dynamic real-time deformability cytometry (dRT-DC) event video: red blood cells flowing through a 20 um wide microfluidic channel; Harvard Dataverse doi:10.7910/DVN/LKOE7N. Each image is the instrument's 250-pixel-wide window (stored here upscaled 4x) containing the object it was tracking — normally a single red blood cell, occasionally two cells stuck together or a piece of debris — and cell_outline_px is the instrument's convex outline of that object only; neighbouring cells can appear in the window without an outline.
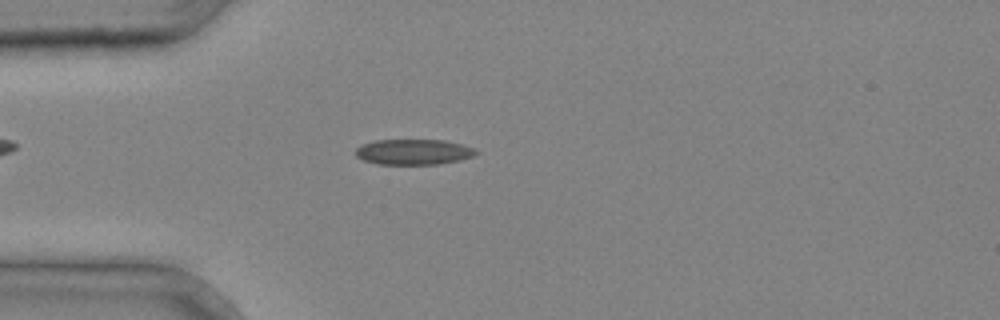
{"species": "common noctule bat (a hibernating species)", "species_latin": "Nyctalus noctula", "temperature_condition": "cold", "stored_images_in_passage": 4, "segment_of_instrument_passage": [2, 2], "camera_frame_rate_fps": 3000, "um_per_image_px": 0.085, "animal": {"sex": "male", "body_mass_g": 20.4}, "frame": {"image": 1, "passage_image": 4, "time_ms": 1.0, "image_size_px": [1000, 320], "cell_outline_px": [[480, 152], [472, 156], [460, 160], [436, 164], [376, 164], [364, 160], [356, 156], [356, 148], [364, 144], [376, 140], [444, 140], [476, 148]], "centroid_in_image_um": [35.18, 12.91], "position_along_channel_um": 49.8, "area_um2": 17.8}}